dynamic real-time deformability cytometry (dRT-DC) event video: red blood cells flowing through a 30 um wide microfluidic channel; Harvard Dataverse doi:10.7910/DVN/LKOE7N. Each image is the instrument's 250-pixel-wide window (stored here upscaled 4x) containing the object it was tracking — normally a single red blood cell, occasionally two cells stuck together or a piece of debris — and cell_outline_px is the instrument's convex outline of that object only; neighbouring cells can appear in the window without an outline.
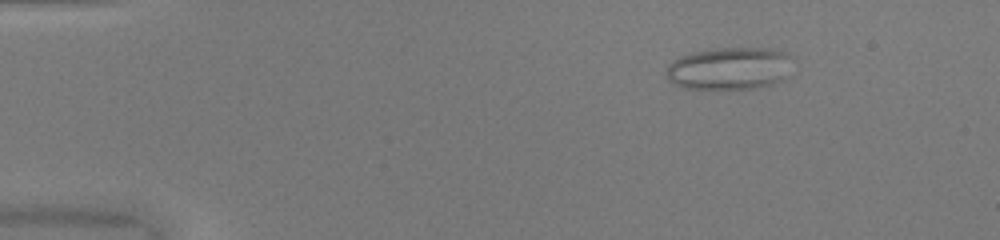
{"species": "common noctule bat (a hibernating species)", "species_latin": "Nyctalus noctula", "temperature_condition": "warm", "stored_images_in_passage": 51, "camera_frame_rate_fps": 3000, "um_per_image_px": 0.085, "animal": {"sex": "female", "body_mass_g": 20.0, "forearm_length_mm": 54.0}, "frame": {"image": 1, "passage_image": 8, "time_ms": 2.333, "image_size_px": [1000, 240], "cell_outline_px": [[788, 76], [784, 80], [772, 84], [752, 88], [680, 88], [672, 84], [668, 80], [668, 64], [672, 60], [680, 56], [692, 52], [716, 48], [768, 48], [784, 52], [788, 56]], "centroid_in_image_um": [61.95, 5.82], "position_along_channel_um": 23.0, "area_um2": 31.04}}
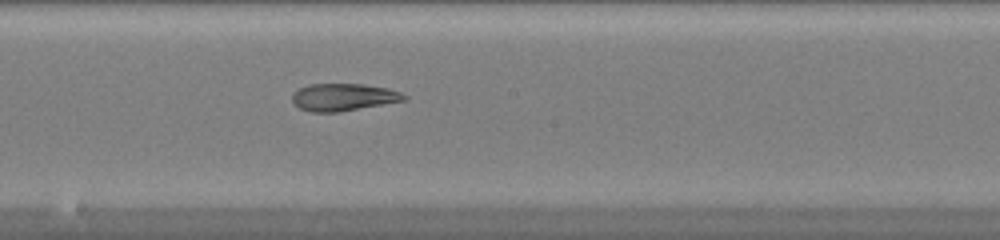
{"frame": {"image": 2, "passage_image": 29, "time_ms": 9.333, "image_size_px": [1000, 240], "cell_outline_px": [[408, 100], [340, 112], [312, 112], [300, 108], [292, 100], [292, 92], [308, 84], [364, 84], [388, 88], [400, 92], [408, 96]], "centroid_in_image_um": [29.22, 8.26], "position_along_channel_um": 219.0, "area_um2": 17.98}}
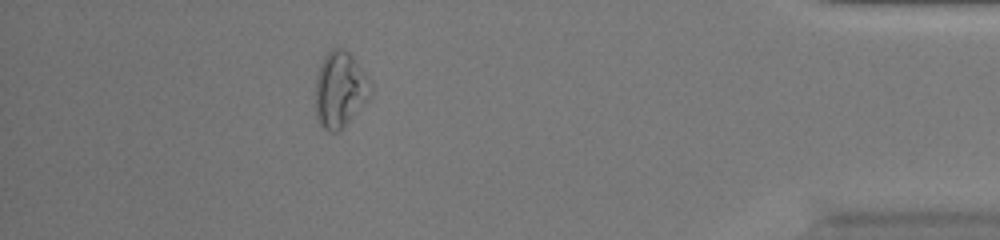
{"frame": {"image": 3, "passage_image": 46, "time_ms": 15.0, "image_size_px": [1000, 240], "cell_outline_px": [[372, 96], [340, 132], [328, 132], [320, 124], [316, 116], [316, 76], [320, 64], [324, 56], [332, 48], [344, 48], [352, 56], [368, 76], [372, 84]], "centroid_in_image_um": [28.93, 7.63], "position_along_channel_um": 406.3, "area_um2": 24.8}, "authors_computed_cell_mechanics": {"area_um2": 23.4668, "velocity_mm_per_s": 4.0999, "shape_relaxation_time_tau1_ms": null, "shape_relaxation_time_tau2_ms": 2.7705, "deformation_change_tau1": null, "deformation_change_tau2": 0.1163}}